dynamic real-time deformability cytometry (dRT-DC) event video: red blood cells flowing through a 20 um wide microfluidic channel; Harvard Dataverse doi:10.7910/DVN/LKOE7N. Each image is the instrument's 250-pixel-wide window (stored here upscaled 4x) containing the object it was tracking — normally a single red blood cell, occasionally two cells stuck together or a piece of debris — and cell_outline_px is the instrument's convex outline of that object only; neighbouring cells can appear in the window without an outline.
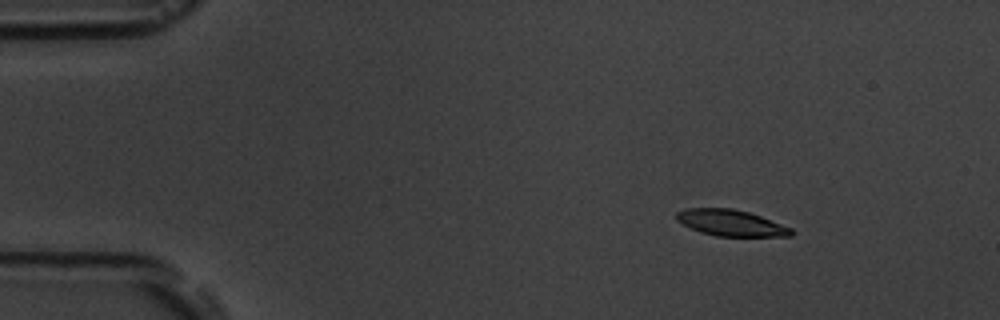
{"species": "common noctule bat (a hibernating species)", "species_latin": "Nyctalus noctula", "temperature_condition": "room temperature", "stored_images_in_passage": 6, "camera_frame_rate_fps": 3000, "um_per_image_px": 0.085, "animal": {"sex": "male", "body_mass_g": 19.5, "forearm_length_mm": 54.6}, "frame": {"image": 1, "passage_image": 1, "time_ms": 0.0, "image_size_px": [1000, 320], "cell_outline_px": [[796, 232], [792, 236], [716, 236], [700, 232], [676, 220], [676, 212], [684, 208], [732, 208], [748, 212], [760, 216], [792, 228]], "centroid_in_image_um": [62.14, 18.94], "position_along_channel_um": 22.9, "area_um2": 17.51}}
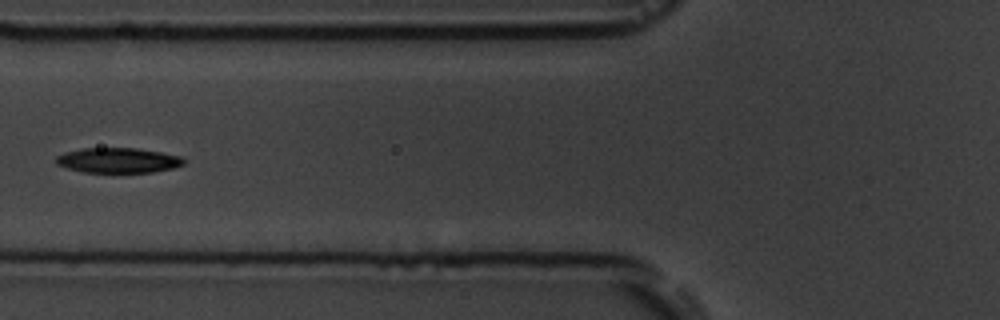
{"frame": {"image": 2, "passage_image": 5, "time_ms": 4.667, "image_size_px": [1000, 320], "cell_outline_px": [[184, 164], [172, 168], [152, 172], [84, 172], [68, 168], [56, 164], [56, 156], [64, 152], [80, 148], [136, 148], [184, 156]], "centroid_in_image_um": [10.04, 13.62], "position_along_channel_um": 115.8, "area_um2": 18.67}}
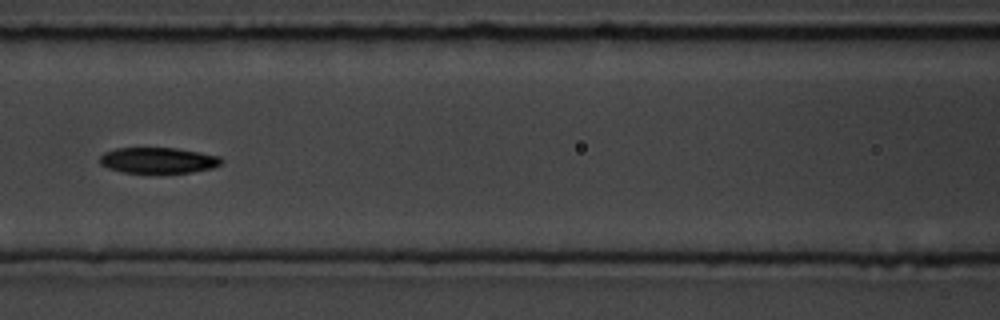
{"frame": {"image": 3, "passage_image": 6, "time_ms": 5.667, "image_size_px": [1000, 320], "cell_outline_px": [[224, 160], [220, 164], [212, 168], [192, 172], [160, 176], [124, 172], [108, 168], [100, 164], [100, 156], [104, 152], [116, 148], [176, 148], [200, 152], [220, 156]], "centroid_in_image_um": [13.45, 13.67], "position_along_channel_um": 153.1, "area_um2": 19.13}}